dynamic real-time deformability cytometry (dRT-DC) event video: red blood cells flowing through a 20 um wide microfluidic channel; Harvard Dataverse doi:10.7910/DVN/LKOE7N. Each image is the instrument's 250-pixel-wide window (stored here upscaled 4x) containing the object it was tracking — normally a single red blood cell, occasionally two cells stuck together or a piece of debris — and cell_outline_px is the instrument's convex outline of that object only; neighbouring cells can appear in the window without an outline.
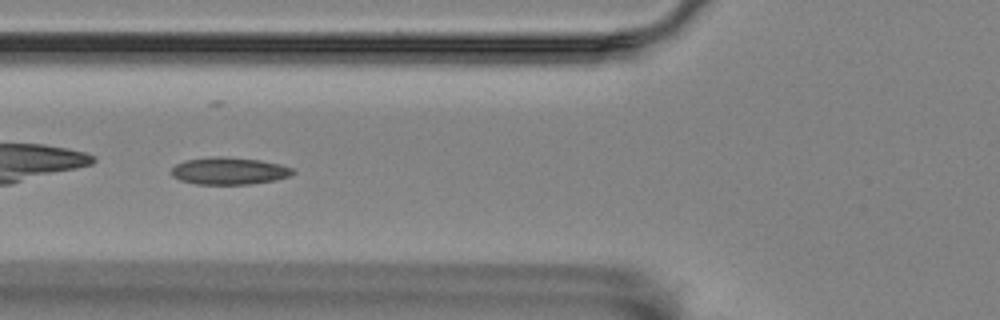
{"species": "Egyptian fruit bat (a non-hibernating species)", "species_latin": "Rousettus aegyptiacus", "temperature_condition": "room temperature", "stored_images_in_passage": 40, "camera_frame_rate_fps": 3000, "um_per_image_px": 0.085, "animal": {"sex": "female"}, "frame": {"image": 1, "passage_image": 5, "time_ms": 1.333, "image_size_px": [1000, 320], "cell_outline_px": [[296, 172], [288, 176], [276, 180], [248, 184], [196, 184], [180, 180], [172, 176], [172, 168], [176, 164], [184, 160], [216, 156], [224, 156], [260, 160], [280, 164], [292, 168]], "centroid_in_image_um": [19.47, 14.52], "position_along_channel_um": 106.3, "area_um2": 19.25}}
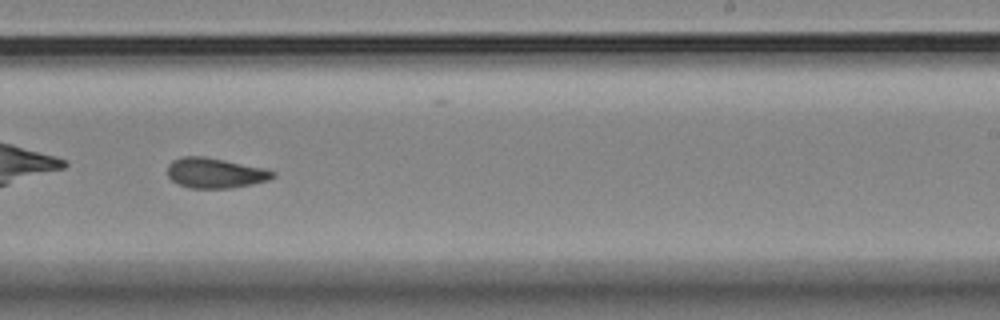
{"frame": {"image": 2, "passage_image": 19, "time_ms": 6.0, "image_size_px": [1000, 320], "cell_outline_px": [[276, 176], [268, 180], [252, 184], [228, 188], [188, 188], [176, 184], [168, 176], [168, 164], [172, 160], [184, 156], [204, 156], [264, 168], [276, 172]], "centroid_in_image_um": [18.27, 14.71], "position_along_channel_um": 270.7, "area_um2": 18.55}}
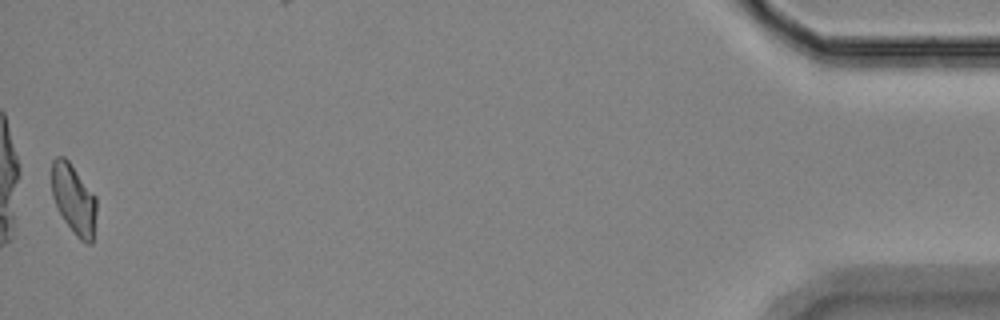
{"frame": {"image": 3, "passage_image": 40, "time_ms": 13.0, "image_size_px": [1000, 320], "cell_outline_px": [[96, 212], [92, 244], [88, 244], [80, 240], [76, 236], [64, 220], [52, 196], [52, 160], [56, 156], [64, 156], [68, 160], [96, 196]], "centroid_in_image_um": [6.27, 16.93], "position_along_channel_um": 428.9, "area_um2": 18.15}, "authors_computed_cell_mechanics": {"area_um2": 18.4382, "velocity_mm_per_s": 3.5206, "shape_relaxation_time_tau1_ms": 9.7701, "shape_relaxation_time_tau2_ms": 1.8808, "deformation_change_tau1": 0.2051, "deformation_change_tau2": 0.0823}}